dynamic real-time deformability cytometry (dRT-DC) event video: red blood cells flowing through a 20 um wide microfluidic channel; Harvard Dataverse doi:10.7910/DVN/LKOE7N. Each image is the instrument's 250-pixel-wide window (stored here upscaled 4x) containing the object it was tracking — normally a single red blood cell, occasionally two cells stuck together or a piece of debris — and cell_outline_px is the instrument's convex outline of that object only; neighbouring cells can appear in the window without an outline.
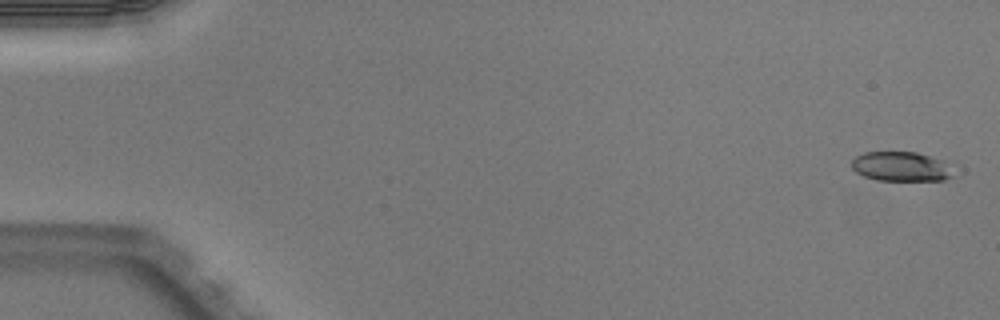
{"species": "Egyptian fruit bat (a non-hibernating species)", "species_latin": "Rousettus aegyptiacus", "temperature_condition": "warm", "stored_images_in_passage": 4, "camera_frame_rate_fps": 3000, "um_per_image_px": 0.085, "animal": {"sex": "male"}, "frame": {"image": 1, "passage_image": 1, "time_ms": 0.0, "image_size_px": [1000, 320], "cell_outline_px": [[956, 176], [944, 180], [876, 180], [864, 176], [856, 172], [852, 168], [852, 160], [856, 156], [864, 152], [916, 152], [944, 160]], "centroid_in_image_um": [76.61, 14.15], "position_along_channel_um": 8.4, "area_um2": 17.57}}
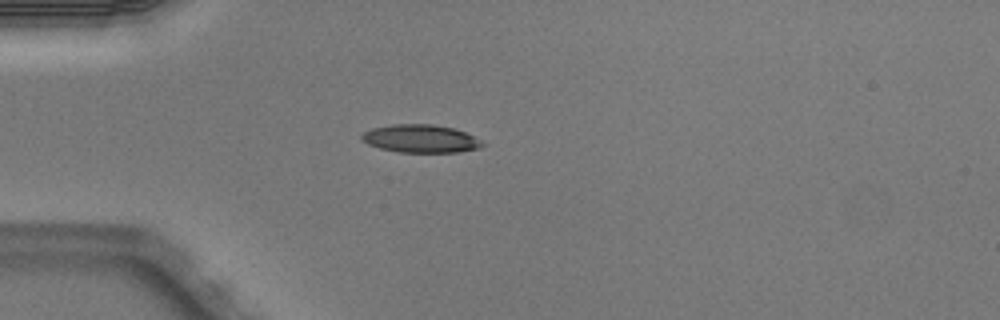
{"frame": {"image": 2, "passage_image": 4, "time_ms": 1.0, "image_size_px": [1000, 320], "cell_outline_px": [[488, 144], [476, 148], [456, 152], [400, 152], [380, 148], [368, 144], [360, 140], [360, 136], [364, 132], [372, 128], [392, 124], [432, 124], [452, 128], [464, 132]], "centroid_in_image_um": [35.71, 11.78], "position_along_channel_um": 49.3, "area_um2": 19.54}}